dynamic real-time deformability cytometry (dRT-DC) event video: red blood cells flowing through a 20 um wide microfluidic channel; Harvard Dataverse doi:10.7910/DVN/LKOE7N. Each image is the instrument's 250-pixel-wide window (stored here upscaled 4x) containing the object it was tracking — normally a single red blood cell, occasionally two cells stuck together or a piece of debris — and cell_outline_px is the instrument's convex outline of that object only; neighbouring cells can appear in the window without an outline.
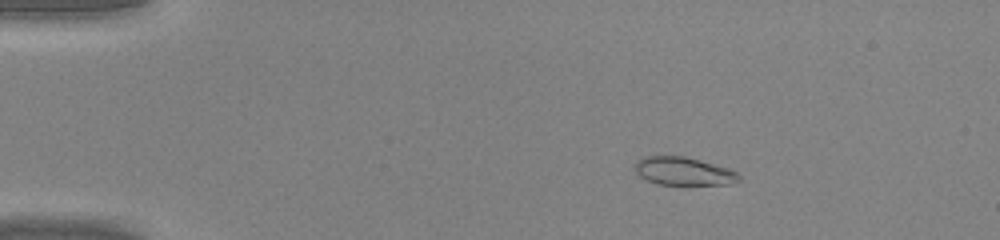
{"species": "common noctule bat (a hibernating species)", "species_latin": "Nyctalus noctula", "temperature_condition": "warm", "stored_images_in_passage": 45, "camera_frame_rate_fps": 3000, "um_per_image_px": 0.085, "animal": {"sex": "male", "body_mass_g": 20.0, "forearm_length_mm": 53.3}, "frame": {"image": 1, "passage_image": 8, "time_ms": 2.333, "image_size_px": [1000, 240], "cell_outline_px": [[740, 180], [728, 184], [656, 184], [640, 176], [636, 172], [636, 160], [644, 156], [684, 156], [700, 160], [728, 168], [736, 172], [740, 176]], "centroid_in_image_um": [58.09, 14.54], "position_along_channel_um": 26.9, "area_um2": 16.82}}
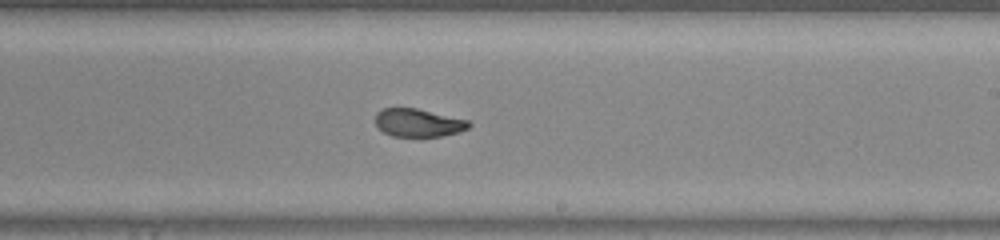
{"frame": {"image": 2, "passage_image": 28, "time_ms": 9.0, "image_size_px": [1000, 240], "cell_outline_px": [[472, 124], [468, 128], [460, 132], [440, 136], [392, 136], [384, 132], [376, 124], [376, 112], [384, 108], [416, 108], [468, 120]], "centroid_in_image_um": [35.57, 10.43], "position_along_channel_um": 253.4, "area_um2": 15.14}}
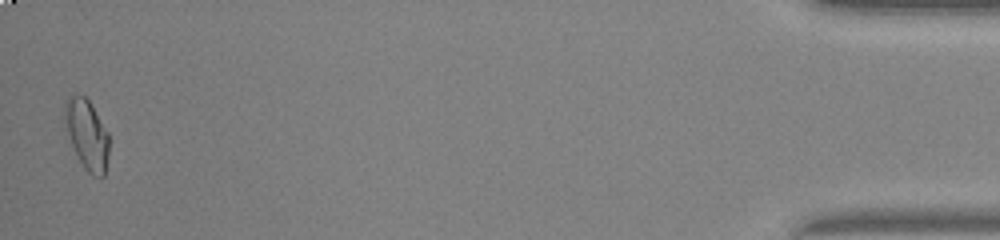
{"frame": {"image": 3, "passage_image": 45, "time_ms": 14.667, "image_size_px": [1000, 240], "cell_outline_px": [[108, 156], [104, 176], [92, 176], [84, 168], [64, 128], [64, 104], [68, 96], [84, 96], [88, 100], [108, 132]], "centroid_in_image_um": [7.37, 11.43], "position_along_channel_um": 427.8, "area_um2": 17.8}}